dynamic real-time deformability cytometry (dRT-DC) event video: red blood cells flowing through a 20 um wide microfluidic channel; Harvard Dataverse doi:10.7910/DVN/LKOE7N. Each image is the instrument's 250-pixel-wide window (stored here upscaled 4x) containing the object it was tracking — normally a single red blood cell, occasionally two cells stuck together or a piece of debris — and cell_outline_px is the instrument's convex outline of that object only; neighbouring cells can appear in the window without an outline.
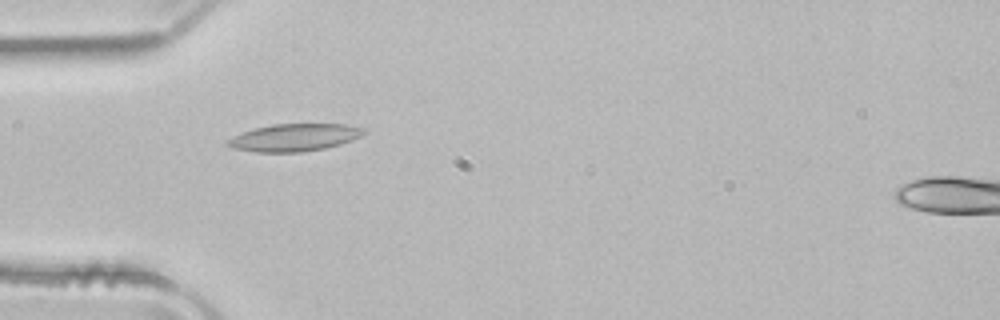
{"species": "common noctule bat (a hibernating species)", "species_latin": "Nyctalus noctula", "temperature_condition": "room temperature", "stored_images_in_passage": 52, "camera_frame_rate_fps": 3000, "um_per_image_px": 0.085, "animal": {"sex": "male", "body_mass_g": 21.5, "forearm_length_mm": 52.0}, "frame": {"image": 1, "passage_image": 16, "time_ms": 5.0, "image_size_px": [1000, 320], "cell_outline_px": [[364, 132], [360, 136], [352, 140], [340, 144], [324, 148], [300, 152], [256, 152], [232, 148], [228, 144], [228, 140], [232, 136], [256, 128], [272, 124], [344, 124], [364, 128]], "centroid_in_image_um": [25.02, 11.68], "position_along_channel_um": 60.0, "area_um2": 21.44}}
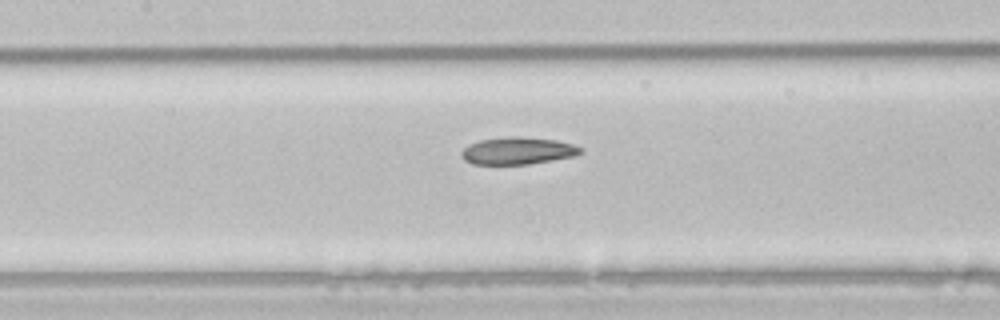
{"frame": {"image": 2, "passage_image": 24, "time_ms": 7.667, "image_size_px": [1000, 320], "cell_outline_px": [[584, 152], [576, 156], [528, 164], [472, 164], [464, 160], [460, 156], [460, 152], [468, 144], [480, 140], [504, 136], [520, 136], [556, 140], [572, 144], [584, 148]], "centroid_in_image_um": [44.01, 12.81], "position_along_channel_um": 163.4, "area_um2": 19.19}}
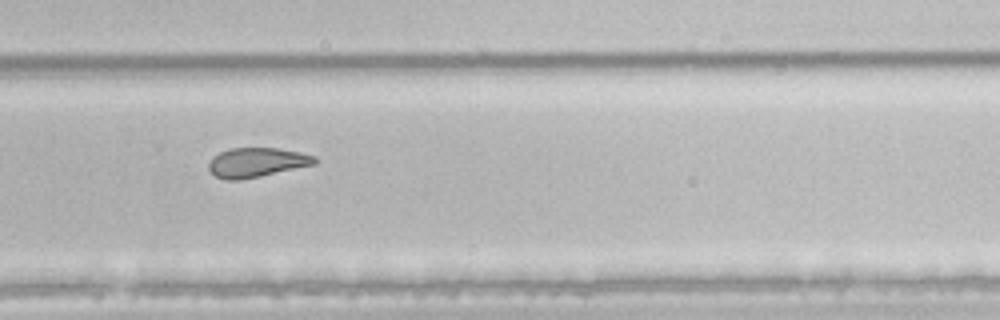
{"frame": {"image": 3, "passage_image": 35, "time_ms": 11.333, "image_size_px": [1000, 320], "cell_outline_px": [[316, 164], [260, 176], [240, 180], [228, 180], [216, 176], [208, 168], [208, 164], [212, 156], [228, 148], [276, 148], [300, 152], [316, 156]], "centroid_in_image_um": [21.81, 13.8], "position_along_channel_um": 308.0, "area_um2": 18.15}, "authors_computed_cell_mechanics": {"area_um2": 21.097, "velocity_mm_per_s": 3.9636, "shape_relaxation_time_tau1_ms": null, "shape_relaxation_time_tau2_ms": 6.3336, "deformation_change_tau1": null, "deformation_change_tau2": 0.1406}}